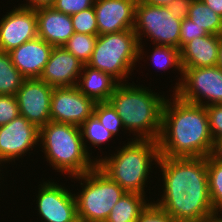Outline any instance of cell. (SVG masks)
I'll use <instances>...</instances> for the list:
<instances>
[{"instance_id": "obj_1", "label": "cell", "mask_w": 222, "mask_h": 222, "mask_svg": "<svg viewBox=\"0 0 222 222\" xmlns=\"http://www.w3.org/2000/svg\"><path fill=\"white\" fill-rule=\"evenodd\" d=\"M162 198L153 201L176 222H208L214 209L210 200L206 157L160 156Z\"/></svg>"}, {"instance_id": "obj_2", "label": "cell", "mask_w": 222, "mask_h": 222, "mask_svg": "<svg viewBox=\"0 0 222 222\" xmlns=\"http://www.w3.org/2000/svg\"><path fill=\"white\" fill-rule=\"evenodd\" d=\"M162 108L160 156L208 157L216 151L205 106L180 99L174 93ZM172 100V101H171Z\"/></svg>"}, {"instance_id": "obj_3", "label": "cell", "mask_w": 222, "mask_h": 222, "mask_svg": "<svg viewBox=\"0 0 222 222\" xmlns=\"http://www.w3.org/2000/svg\"><path fill=\"white\" fill-rule=\"evenodd\" d=\"M134 84L119 83L109 102L116 109L125 130L136 136L133 139L158 141L166 97L148 87Z\"/></svg>"}, {"instance_id": "obj_4", "label": "cell", "mask_w": 222, "mask_h": 222, "mask_svg": "<svg viewBox=\"0 0 222 222\" xmlns=\"http://www.w3.org/2000/svg\"><path fill=\"white\" fill-rule=\"evenodd\" d=\"M119 149L109 157H96L97 166L126 192L145 195L151 166L160 157L158 141L132 139Z\"/></svg>"}, {"instance_id": "obj_5", "label": "cell", "mask_w": 222, "mask_h": 222, "mask_svg": "<svg viewBox=\"0 0 222 222\" xmlns=\"http://www.w3.org/2000/svg\"><path fill=\"white\" fill-rule=\"evenodd\" d=\"M39 142L49 165L69 177L84 174L97 165L83 145L79 126L50 121L40 128Z\"/></svg>"}, {"instance_id": "obj_6", "label": "cell", "mask_w": 222, "mask_h": 222, "mask_svg": "<svg viewBox=\"0 0 222 222\" xmlns=\"http://www.w3.org/2000/svg\"><path fill=\"white\" fill-rule=\"evenodd\" d=\"M139 61V41L134 30L98 35L94 51L87 66L105 72L118 83L135 70Z\"/></svg>"}, {"instance_id": "obj_7", "label": "cell", "mask_w": 222, "mask_h": 222, "mask_svg": "<svg viewBox=\"0 0 222 222\" xmlns=\"http://www.w3.org/2000/svg\"><path fill=\"white\" fill-rule=\"evenodd\" d=\"M72 178L80 181L82 187L80 193L74 196L77 217L83 222H105L114 205L126 193L97 165L92 170Z\"/></svg>"}, {"instance_id": "obj_8", "label": "cell", "mask_w": 222, "mask_h": 222, "mask_svg": "<svg viewBox=\"0 0 222 222\" xmlns=\"http://www.w3.org/2000/svg\"><path fill=\"white\" fill-rule=\"evenodd\" d=\"M181 21V19L173 18L167 6L151 5L137 0L133 30L139 41V60L144 58L141 57L144 55V45L141 44L145 36L151 39L153 44L180 49Z\"/></svg>"}, {"instance_id": "obj_9", "label": "cell", "mask_w": 222, "mask_h": 222, "mask_svg": "<svg viewBox=\"0 0 222 222\" xmlns=\"http://www.w3.org/2000/svg\"><path fill=\"white\" fill-rule=\"evenodd\" d=\"M173 88L175 95L190 103L202 106L222 104V69L217 65L183 67L182 77Z\"/></svg>"}, {"instance_id": "obj_10", "label": "cell", "mask_w": 222, "mask_h": 222, "mask_svg": "<svg viewBox=\"0 0 222 222\" xmlns=\"http://www.w3.org/2000/svg\"><path fill=\"white\" fill-rule=\"evenodd\" d=\"M54 181L39 184L36 196L37 211L43 222H76L77 208L74 194Z\"/></svg>"}, {"instance_id": "obj_11", "label": "cell", "mask_w": 222, "mask_h": 222, "mask_svg": "<svg viewBox=\"0 0 222 222\" xmlns=\"http://www.w3.org/2000/svg\"><path fill=\"white\" fill-rule=\"evenodd\" d=\"M95 102L82 94L77 86L55 87L51 95L52 122L80 126L92 114Z\"/></svg>"}, {"instance_id": "obj_12", "label": "cell", "mask_w": 222, "mask_h": 222, "mask_svg": "<svg viewBox=\"0 0 222 222\" xmlns=\"http://www.w3.org/2000/svg\"><path fill=\"white\" fill-rule=\"evenodd\" d=\"M40 129L19 115L13 121L0 126V159L5 163H15L34 148L39 146Z\"/></svg>"}, {"instance_id": "obj_13", "label": "cell", "mask_w": 222, "mask_h": 222, "mask_svg": "<svg viewBox=\"0 0 222 222\" xmlns=\"http://www.w3.org/2000/svg\"><path fill=\"white\" fill-rule=\"evenodd\" d=\"M54 87L40 78L25 79L16 93L19 113L39 129L51 121V95Z\"/></svg>"}, {"instance_id": "obj_14", "label": "cell", "mask_w": 222, "mask_h": 222, "mask_svg": "<svg viewBox=\"0 0 222 222\" xmlns=\"http://www.w3.org/2000/svg\"><path fill=\"white\" fill-rule=\"evenodd\" d=\"M15 8V9H14ZM0 20V50L10 52L38 37L36 9L18 5Z\"/></svg>"}, {"instance_id": "obj_15", "label": "cell", "mask_w": 222, "mask_h": 222, "mask_svg": "<svg viewBox=\"0 0 222 222\" xmlns=\"http://www.w3.org/2000/svg\"><path fill=\"white\" fill-rule=\"evenodd\" d=\"M137 0H95L98 35L133 30Z\"/></svg>"}, {"instance_id": "obj_16", "label": "cell", "mask_w": 222, "mask_h": 222, "mask_svg": "<svg viewBox=\"0 0 222 222\" xmlns=\"http://www.w3.org/2000/svg\"><path fill=\"white\" fill-rule=\"evenodd\" d=\"M83 65L63 46L53 47L40 79L54 88L76 86Z\"/></svg>"}, {"instance_id": "obj_17", "label": "cell", "mask_w": 222, "mask_h": 222, "mask_svg": "<svg viewBox=\"0 0 222 222\" xmlns=\"http://www.w3.org/2000/svg\"><path fill=\"white\" fill-rule=\"evenodd\" d=\"M53 46L36 37L12 49L9 54L13 65L26 79L40 78L49 60Z\"/></svg>"}, {"instance_id": "obj_18", "label": "cell", "mask_w": 222, "mask_h": 222, "mask_svg": "<svg viewBox=\"0 0 222 222\" xmlns=\"http://www.w3.org/2000/svg\"><path fill=\"white\" fill-rule=\"evenodd\" d=\"M38 37L53 47H61L75 33L71 16L52 6L36 8Z\"/></svg>"}, {"instance_id": "obj_19", "label": "cell", "mask_w": 222, "mask_h": 222, "mask_svg": "<svg viewBox=\"0 0 222 222\" xmlns=\"http://www.w3.org/2000/svg\"><path fill=\"white\" fill-rule=\"evenodd\" d=\"M221 36L209 34L187 42L180 49L182 67L216 66Z\"/></svg>"}, {"instance_id": "obj_20", "label": "cell", "mask_w": 222, "mask_h": 222, "mask_svg": "<svg viewBox=\"0 0 222 222\" xmlns=\"http://www.w3.org/2000/svg\"><path fill=\"white\" fill-rule=\"evenodd\" d=\"M118 84L109 74L83 65L76 86L82 94L97 103L108 102Z\"/></svg>"}, {"instance_id": "obj_21", "label": "cell", "mask_w": 222, "mask_h": 222, "mask_svg": "<svg viewBox=\"0 0 222 222\" xmlns=\"http://www.w3.org/2000/svg\"><path fill=\"white\" fill-rule=\"evenodd\" d=\"M145 196L126 192L114 205L105 222H136L140 214L151 203Z\"/></svg>"}, {"instance_id": "obj_22", "label": "cell", "mask_w": 222, "mask_h": 222, "mask_svg": "<svg viewBox=\"0 0 222 222\" xmlns=\"http://www.w3.org/2000/svg\"><path fill=\"white\" fill-rule=\"evenodd\" d=\"M25 79L13 65L9 52L0 50V95L15 96Z\"/></svg>"}, {"instance_id": "obj_23", "label": "cell", "mask_w": 222, "mask_h": 222, "mask_svg": "<svg viewBox=\"0 0 222 222\" xmlns=\"http://www.w3.org/2000/svg\"><path fill=\"white\" fill-rule=\"evenodd\" d=\"M188 18L208 34L222 35V17L213 12L201 0H192Z\"/></svg>"}, {"instance_id": "obj_24", "label": "cell", "mask_w": 222, "mask_h": 222, "mask_svg": "<svg viewBox=\"0 0 222 222\" xmlns=\"http://www.w3.org/2000/svg\"><path fill=\"white\" fill-rule=\"evenodd\" d=\"M209 195L214 211L222 209V159L215 153L206 157Z\"/></svg>"}, {"instance_id": "obj_25", "label": "cell", "mask_w": 222, "mask_h": 222, "mask_svg": "<svg viewBox=\"0 0 222 222\" xmlns=\"http://www.w3.org/2000/svg\"><path fill=\"white\" fill-rule=\"evenodd\" d=\"M79 127L81 131L83 145L89 155H92V153H90L89 148L86 145L87 143H91L90 145H93L94 147H102V144L109 142V140L114 137L111 132H109L104 126H102V124L99 122L94 114H92Z\"/></svg>"}, {"instance_id": "obj_26", "label": "cell", "mask_w": 222, "mask_h": 222, "mask_svg": "<svg viewBox=\"0 0 222 222\" xmlns=\"http://www.w3.org/2000/svg\"><path fill=\"white\" fill-rule=\"evenodd\" d=\"M98 35L74 33L63 47L84 65L90 61Z\"/></svg>"}, {"instance_id": "obj_27", "label": "cell", "mask_w": 222, "mask_h": 222, "mask_svg": "<svg viewBox=\"0 0 222 222\" xmlns=\"http://www.w3.org/2000/svg\"><path fill=\"white\" fill-rule=\"evenodd\" d=\"M151 53L152 54L149 55L151 59L149 60H152L156 67L163 71L175 68V70L177 69L182 76L183 67L181 63L180 49L173 46L155 44Z\"/></svg>"}, {"instance_id": "obj_28", "label": "cell", "mask_w": 222, "mask_h": 222, "mask_svg": "<svg viewBox=\"0 0 222 222\" xmlns=\"http://www.w3.org/2000/svg\"><path fill=\"white\" fill-rule=\"evenodd\" d=\"M93 114L97 117L102 126L111 132L113 136H117L120 129L125 130L120 116L109 101L95 103Z\"/></svg>"}, {"instance_id": "obj_29", "label": "cell", "mask_w": 222, "mask_h": 222, "mask_svg": "<svg viewBox=\"0 0 222 222\" xmlns=\"http://www.w3.org/2000/svg\"><path fill=\"white\" fill-rule=\"evenodd\" d=\"M71 19L76 33L98 35V26L94 7L73 14Z\"/></svg>"}, {"instance_id": "obj_30", "label": "cell", "mask_w": 222, "mask_h": 222, "mask_svg": "<svg viewBox=\"0 0 222 222\" xmlns=\"http://www.w3.org/2000/svg\"><path fill=\"white\" fill-rule=\"evenodd\" d=\"M208 119L209 129L214 143L217 145L222 141V104H214L205 106Z\"/></svg>"}, {"instance_id": "obj_31", "label": "cell", "mask_w": 222, "mask_h": 222, "mask_svg": "<svg viewBox=\"0 0 222 222\" xmlns=\"http://www.w3.org/2000/svg\"><path fill=\"white\" fill-rule=\"evenodd\" d=\"M20 115L16 96L0 95V126H4Z\"/></svg>"}, {"instance_id": "obj_32", "label": "cell", "mask_w": 222, "mask_h": 222, "mask_svg": "<svg viewBox=\"0 0 222 222\" xmlns=\"http://www.w3.org/2000/svg\"><path fill=\"white\" fill-rule=\"evenodd\" d=\"M95 0H55L52 7L59 12L72 16L85 9L94 7Z\"/></svg>"}, {"instance_id": "obj_33", "label": "cell", "mask_w": 222, "mask_h": 222, "mask_svg": "<svg viewBox=\"0 0 222 222\" xmlns=\"http://www.w3.org/2000/svg\"><path fill=\"white\" fill-rule=\"evenodd\" d=\"M209 35L203 27L197 26L188 17L181 21L180 27V49L192 39Z\"/></svg>"}, {"instance_id": "obj_34", "label": "cell", "mask_w": 222, "mask_h": 222, "mask_svg": "<svg viewBox=\"0 0 222 222\" xmlns=\"http://www.w3.org/2000/svg\"><path fill=\"white\" fill-rule=\"evenodd\" d=\"M136 222H176L168 213L152 201L140 214Z\"/></svg>"}, {"instance_id": "obj_35", "label": "cell", "mask_w": 222, "mask_h": 222, "mask_svg": "<svg viewBox=\"0 0 222 222\" xmlns=\"http://www.w3.org/2000/svg\"><path fill=\"white\" fill-rule=\"evenodd\" d=\"M192 0H174L167 7L175 19L184 20L189 15Z\"/></svg>"}, {"instance_id": "obj_36", "label": "cell", "mask_w": 222, "mask_h": 222, "mask_svg": "<svg viewBox=\"0 0 222 222\" xmlns=\"http://www.w3.org/2000/svg\"><path fill=\"white\" fill-rule=\"evenodd\" d=\"M26 2V4H20V7L31 9L50 7L54 4L55 0H26Z\"/></svg>"}, {"instance_id": "obj_37", "label": "cell", "mask_w": 222, "mask_h": 222, "mask_svg": "<svg viewBox=\"0 0 222 222\" xmlns=\"http://www.w3.org/2000/svg\"><path fill=\"white\" fill-rule=\"evenodd\" d=\"M213 12L222 17V0H201Z\"/></svg>"}, {"instance_id": "obj_38", "label": "cell", "mask_w": 222, "mask_h": 222, "mask_svg": "<svg viewBox=\"0 0 222 222\" xmlns=\"http://www.w3.org/2000/svg\"><path fill=\"white\" fill-rule=\"evenodd\" d=\"M142 1L156 6H168L174 0H142Z\"/></svg>"}, {"instance_id": "obj_39", "label": "cell", "mask_w": 222, "mask_h": 222, "mask_svg": "<svg viewBox=\"0 0 222 222\" xmlns=\"http://www.w3.org/2000/svg\"><path fill=\"white\" fill-rule=\"evenodd\" d=\"M219 214H222V209L214 211L208 222H222V216Z\"/></svg>"}, {"instance_id": "obj_40", "label": "cell", "mask_w": 222, "mask_h": 222, "mask_svg": "<svg viewBox=\"0 0 222 222\" xmlns=\"http://www.w3.org/2000/svg\"><path fill=\"white\" fill-rule=\"evenodd\" d=\"M216 65L222 69V36L220 37L219 49H218V59Z\"/></svg>"}, {"instance_id": "obj_41", "label": "cell", "mask_w": 222, "mask_h": 222, "mask_svg": "<svg viewBox=\"0 0 222 222\" xmlns=\"http://www.w3.org/2000/svg\"><path fill=\"white\" fill-rule=\"evenodd\" d=\"M215 154L222 159V141L217 144Z\"/></svg>"}, {"instance_id": "obj_42", "label": "cell", "mask_w": 222, "mask_h": 222, "mask_svg": "<svg viewBox=\"0 0 222 222\" xmlns=\"http://www.w3.org/2000/svg\"><path fill=\"white\" fill-rule=\"evenodd\" d=\"M4 162L0 159V165L2 166V164H3ZM1 166H0V168H1ZM1 171H3V170H0V172ZM2 175V173H0V176ZM0 180H1V177H0Z\"/></svg>"}]
</instances>
